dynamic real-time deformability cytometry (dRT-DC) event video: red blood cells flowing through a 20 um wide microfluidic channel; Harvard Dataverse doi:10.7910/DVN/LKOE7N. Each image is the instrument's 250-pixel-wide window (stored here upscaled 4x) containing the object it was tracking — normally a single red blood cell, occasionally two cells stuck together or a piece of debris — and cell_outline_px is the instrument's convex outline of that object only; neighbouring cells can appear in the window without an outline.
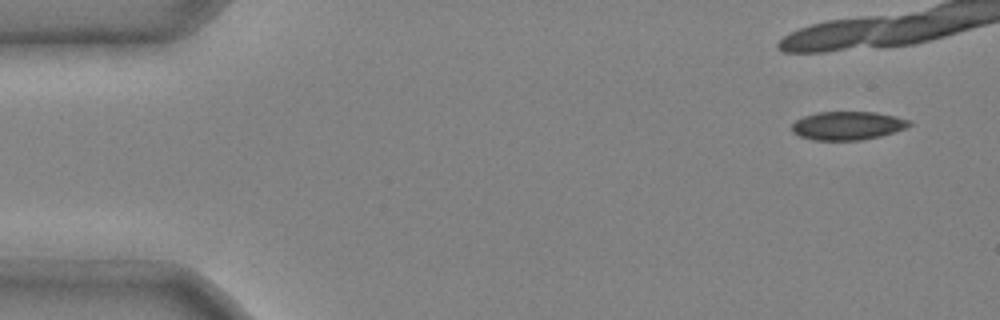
{"species": "common noctule bat (a hibernating species)", "species_latin": "Nyctalus noctula", "temperature_condition": "cold", "stored_images_in_passage": 6, "camera_frame_rate_fps": 3000, "um_per_image_px": 0.085, "animal": {"sex": "male", "body_mass_g": 20.4}, "frame": {"image": 1, "passage_image": 1, "time_ms": 0.0, "image_size_px": [1000, 320], "cell_outline_px": [[912, 124], [904, 128], [880, 136], [860, 140], [812, 140], [800, 136], [792, 132], [792, 124], [796, 120], [804, 116], [816, 112], [876, 112], [896, 116], [912, 120]], "centroid_in_image_um": [72.04, 10.67], "position_along_channel_um": 13.0, "area_um2": 19.48}}